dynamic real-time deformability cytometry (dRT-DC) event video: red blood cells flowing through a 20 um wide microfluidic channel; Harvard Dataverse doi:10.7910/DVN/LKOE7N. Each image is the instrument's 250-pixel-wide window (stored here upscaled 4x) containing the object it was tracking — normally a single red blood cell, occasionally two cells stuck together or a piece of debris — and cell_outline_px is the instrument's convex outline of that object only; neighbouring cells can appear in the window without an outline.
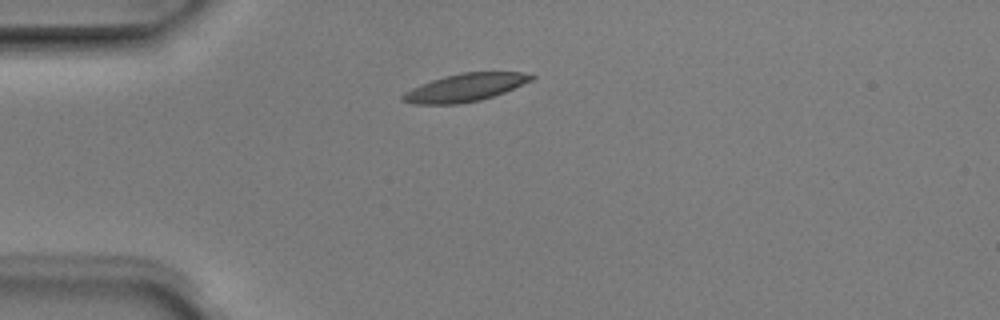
{"species": "Egyptian fruit bat (a non-hibernating species)", "species_latin": "Rousettus aegyptiacus", "temperature_condition": "room temperature", "stored_images_in_passage": 4, "camera_frame_rate_fps": 3000, "um_per_image_px": 0.085, "animal": {"sex": "male"}, "frame": {"image": 1, "passage_image": 1, "time_ms": 0.0, "image_size_px": [1000, 320], "cell_outline_px": [[536, 76], [532, 80], [504, 92], [480, 100], [460, 104], [412, 104], [400, 100], [400, 96], [404, 92], [420, 84], [444, 76], [460, 72], [524, 72]], "centroid_in_image_um": [39.49, 7.44], "position_along_channel_um": 45.5, "area_um2": 20.92}}
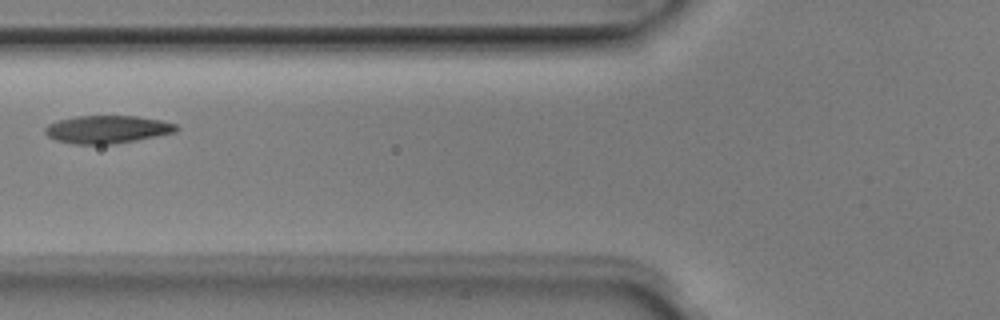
{"frame": {"image": 2, "passage_image": 3, "time_ms": 0.667, "image_size_px": [1000, 320], "cell_outline_px": [[180, 128], [176, 132], [116, 144], [72, 144], [56, 140], [48, 136], [44, 132], [44, 128], [48, 124], [56, 120], [76, 116], [136, 116], [160, 120], [176, 124]], "centroid_in_image_um": [9.09, 11.0], "position_along_channel_um": 116.7, "area_um2": 21.39}}
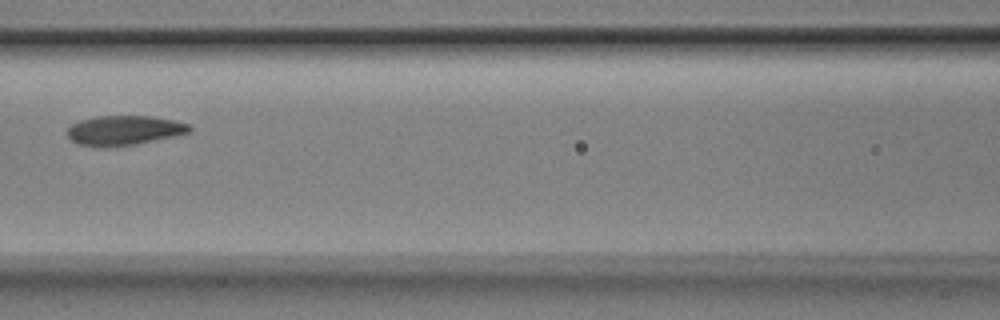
{"frame": {"image": 3, "passage_image": 4, "time_ms": 1.0, "image_size_px": [1000, 320], "cell_outline_px": [[192, 132], [136, 144], [104, 148], [100, 148], [76, 144], [68, 136], [68, 128], [72, 124], [80, 120], [96, 116], [152, 116], [192, 124]], "centroid_in_image_um": [10.55, 11.09], "position_along_channel_um": 156.0, "area_um2": 21.33}}